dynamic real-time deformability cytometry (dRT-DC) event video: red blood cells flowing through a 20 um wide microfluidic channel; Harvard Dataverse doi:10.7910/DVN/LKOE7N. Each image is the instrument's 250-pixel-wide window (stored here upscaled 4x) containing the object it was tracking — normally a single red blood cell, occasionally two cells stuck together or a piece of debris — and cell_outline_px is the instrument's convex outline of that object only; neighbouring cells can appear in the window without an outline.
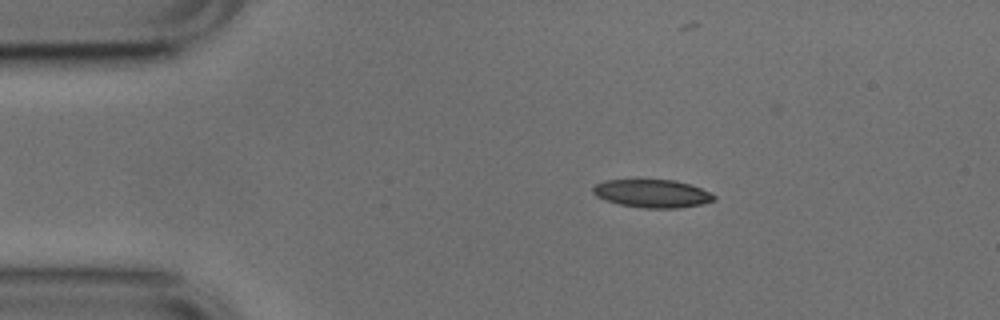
{"species": "common noctule bat (a hibernating species)", "species_latin": "Nyctalus noctula", "temperature_condition": "cold", "stored_images_in_passage": 40, "camera_frame_rate_fps": 3000, "um_per_image_px": 0.085, "animal": {"sex": "male", "body_mass_g": 17.9, "forearm_length_mm": 54.2}, "frame": {"image": 1, "passage_image": 4, "time_ms": 1.0, "image_size_px": [1000, 320], "cell_outline_px": [[716, 200], [704, 204], [680, 208], [644, 208], [620, 204], [596, 196], [592, 192], [592, 188], [596, 184], [604, 180], [676, 180], [700, 188], [716, 196]], "centroid_in_image_um": [55.46, 16.45], "position_along_channel_um": 29.5, "area_um2": 19.71}}
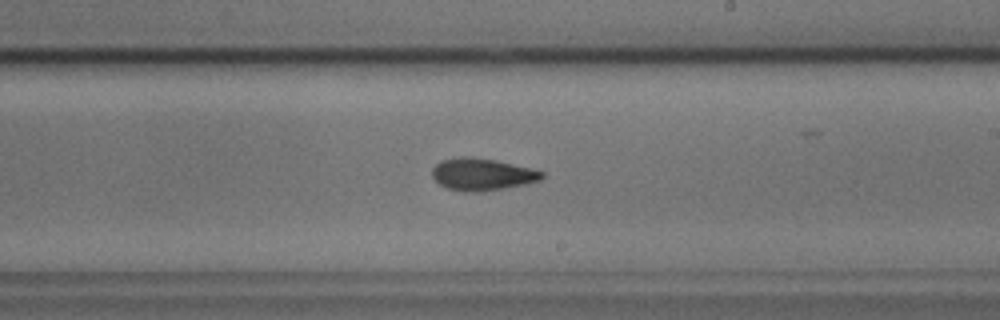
{"frame": {"image": 2, "passage_image": 25, "time_ms": 8.0, "image_size_px": [1000, 320], "cell_outline_px": [[544, 176], [540, 180], [524, 184], [476, 192], [464, 192], [448, 188], [440, 184], [432, 176], [432, 168], [440, 160], [460, 156], [472, 156], [496, 160], [544, 172]], "centroid_in_image_um": [40.93, 14.8], "position_along_channel_um": 248.1, "area_um2": 20.35}}
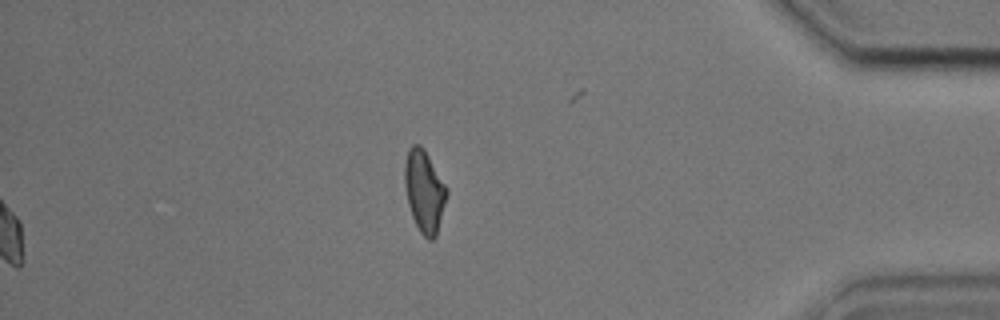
{"frame": {"image": 3, "passage_image": 40, "time_ms": 13.0, "image_size_px": [1000, 320], "cell_outline_px": [[448, 192], [436, 236], [432, 240], [428, 240], [420, 232], [412, 216], [408, 204], [404, 184], [404, 164], [408, 148], [412, 144], [420, 144], [424, 148], [448, 188]], "centroid_in_image_um": [36.06, 16.22], "position_along_channel_um": 399.1, "area_um2": 20.23}, "authors_computed_cell_mechanics": {"area_um2": 20.2011, "velocity_mm_per_s": 3.7846, "shape_relaxation_time_tau1_ms": 2.8028, "shape_relaxation_time_tau2_ms": 4.0973, "deformation_change_tau1": 0.1154, "deformation_change_tau2": 0.1103}}